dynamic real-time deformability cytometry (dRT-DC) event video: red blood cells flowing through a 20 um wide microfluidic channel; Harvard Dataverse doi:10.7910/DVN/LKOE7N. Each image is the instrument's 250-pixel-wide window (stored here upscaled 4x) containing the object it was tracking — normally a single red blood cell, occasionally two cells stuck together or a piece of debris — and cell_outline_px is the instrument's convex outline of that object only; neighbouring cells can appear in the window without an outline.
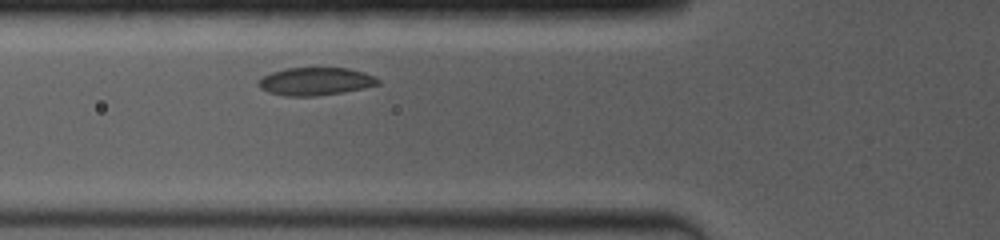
{"species": "common noctule bat (a hibernating species)", "species_latin": "Nyctalus noctula", "temperature_condition": "room temperature", "stored_images_in_passage": 2, "camera_frame_rate_fps": 4000, "um_per_image_px": 0.085, "animal": {"sex": "female", "body_mass_g": 19.0, "forearm_length_mm": 53.3}, "frame": {"image": 1, "passage_image": 2, "time_ms": 1.0, "image_size_px": [1000, 240], "cell_outline_px": [[380, 84], [364, 88], [344, 92], [316, 96], [284, 96], [268, 92], [260, 88], [256, 84], [256, 80], [272, 72], [288, 68], [348, 68], [364, 72], [376, 76], [380, 80]], "centroid_in_image_um": [26.82, 6.92], "position_along_channel_um": 99.0, "area_um2": 19.59}}